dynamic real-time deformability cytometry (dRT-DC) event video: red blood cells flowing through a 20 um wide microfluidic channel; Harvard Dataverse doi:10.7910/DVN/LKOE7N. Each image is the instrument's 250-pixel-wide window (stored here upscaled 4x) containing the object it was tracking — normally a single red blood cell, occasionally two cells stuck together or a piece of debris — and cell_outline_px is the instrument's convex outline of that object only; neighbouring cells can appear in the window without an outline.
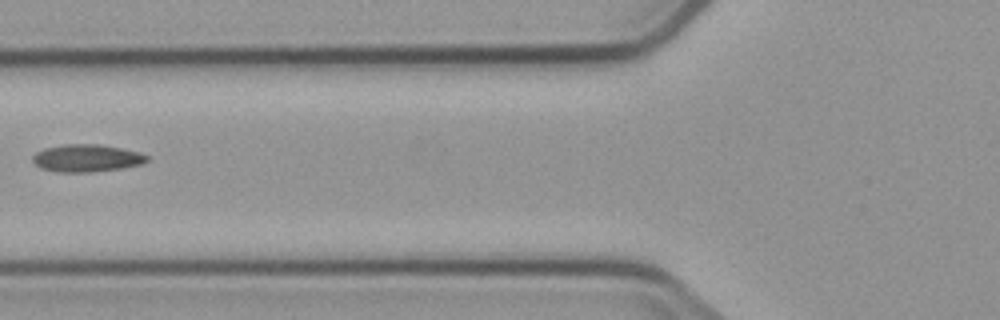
{"species": "common noctule bat (a hibernating species)", "species_latin": "Nyctalus noctula", "temperature_condition": "cold", "stored_images_in_passage": 6, "camera_frame_rate_fps": 3000, "um_per_image_px": 0.085, "animal": {"sex": "male", "body_mass_g": 23.1, "forearm_length_mm": 52.7}, "frame": {"image": 1, "passage_image": 6, "time_ms": 5.667, "image_size_px": [1000, 320], "cell_outline_px": [[148, 160], [140, 164], [120, 168], [88, 172], [60, 172], [40, 168], [32, 160], [32, 156], [36, 152], [44, 148], [64, 144], [100, 144], [140, 152], [148, 156]], "centroid_in_image_um": [7.34, 13.43], "position_along_channel_um": 118.5, "area_um2": 18.15}}